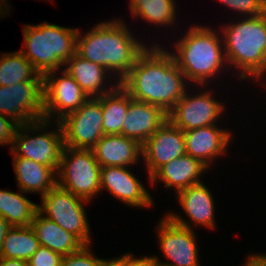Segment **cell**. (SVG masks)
<instances>
[{
  "label": "cell",
  "instance_id": "cell-1",
  "mask_svg": "<svg viewBox=\"0 0 266 266\" xmlns=\"http://www.w3.org/2000/svg\"><path fill=\"white\" fill-rule=\"evenodd\" d=\"M160 45L146 49L120 85L137 101L169 113L186 90L185 76L172 54Z\"/></svg>",
  "mask_w": 266,
  "mask_h": 266
},
{
  "label": "cell",
  "instance_id": "cell-2",
  "mask_svg": "<svg viewBox=\"0 0 266 266\" xmlns=\"http://www.w3.org/2000/svg\"><path fill=\"white\" fill-rule=\"evenodd\" d=\"M120 20L95 25L84 37L76 36V53L117 73L119 83L127 76L147 47L134 39Z\"/></svg>",
  "mask_w": 266,
  "mask_h": 266
},
{
  "label": "cell",
  "instance_id": "cell-3",
  "mask_svg": "<svg viewBox=\"0 0 266 266\" xmlns=\"http://www.w3.org/2000/svg\"><path fill=\"white\" fill-rule=\"evenodd\" d=\"M223 29L227 63L240 68V78L260 79L266 73V13L249 17Z\"/></svg>",
  "mask_w": 266,
  "mask_h": 266
},
{
  "label": "cell",
  "instance_id": "cell-4",
  "mask_svg": "<svg viewBox=\"0 0 266 266\" xmlns=\"http://www.w3.org/2000/svg\"><path fill=\"white\" fill-rule=\"evenodd\" d=\"M211 28L193 26L176 44L172 54L185 79L201 85L215 77L226 63L222 39ZM223 50V51H222Z\"/></svg>",
  "mask_w": 266,
  "mask_h": 266
},
{
  "label": "cell",
  "instance_id": "cell-5",
  "mask_svg": "<svg viewBox=\"0 0 266 266\" xmlns=\"http://www.w3.org/2000/svg\"><path fill=\"white\" fill-rule=\"evenodd\" d=\"M77 29L55 24L26 25L24 48L20 52L41 74L57 70L76 53Z\"/></svg>",
  "mask_w": 266,
  "mask_h": 266
},
{
  "label": "cell",
  "instance_id": "cell-6",
  "mask_svg": "<svg viewBox=\"0 0 266 266\" xmlns=\"http://www.w3.org/2000/svg\"><path fill=\"white\" fill-rule=\"evenodd\" d=\"M56 174L60 187L88 202L101 191L100 165L92 149L64 146Z\"/></svg>",
  "mask_w": 266,
  "mask_h": 266
},
{
  "label": "cell",
  "instance_id": "cell-7",
  "mask_svg": "<svg viewBox=\"0 0 266 266\" xmlns=\"http://www.w3.org/2000/svg\"><path fill=\"white\" fill-rule=\"evenodd\" d=\"M50 121L51 119L49 121L40 120L33 123L18 125L14 133L12 144L10 145L13 157H24L33 160L42 165L51 167L56 172L65 146L60 122H57V132L53 131L48 133L47 131V133L36 134L35 137H31L27 132L28 130L33 133L40 129V131H42V128L45 127L46 129V127H48Z\"/></svg>",
  "mask_w": 266,
  "mask_h": 266
},
{
  "label": "cell",
  "instance_id": "cell-8",
  "mask_svg": "<svg viewBox=\"0 0 266 266\" xmlns=\"http://www.w3.org/2000/svg\"><path fill=\"white\" fill-rule=\"evenodd\" d=\"M82 202H88L73 195L56 184L42 196L40 213L58 224L65 231L76 235L85 245H90V228Z\"/></svg>",
  "mask_w": 266,
  "mask_h": 266
},
{
  "label": "cell",
  "instance_id": "cell-9",
  "mask_svg": "<svg viewBox=\"0 0 266 266\" xmlns=\"http://www.w3.org/2000/svg\"><path fill=\"white\" fill-rule=\"evenodd\" d=\"M158 226L159 245L171 263H161L158 257L153 261L165 266H199L198 247L194 230L175 213L167 214Z\"/></svg>",
  "mask_w": 266,
  "mask_h": 266
},
{
  "label": "cell",
  "instance_id": "cell-10",
  "mask_svg": "<svg viewBox=\"0 0 266 266\" xmlns=\"http://www.w3.org/2000/svg\"><path fill=\"white\" fill-rule=\"evenodd\" d=\"M0 113L18 125L44 120L43 81L0 86Z\"/></svg>",
  "mask_w": 266,
  "mask_h": 266
},
{
  "label": "cell",
  "instance_id": "cell-11",
  "mask_svg": "<svg viewBox=\"0 0 266 266\" xmlns=\"http://www.w3.org/2000/svg\"><path fill=\"white\" fill-rule=\"evenodd\" d=\"M59 122L65 146L92 149L104 136L101 96L89 98L78 110L69 113Z\"/></svg>",
  "mask_w": 266,
  "mask_h": 266
},
{
  "label": "cell",
  "instance_id": "cell-12",
  "mask_svg": "<svg viewBox=\"0 0 266 266\" xmlns=\"http://www.w3.org/2000/svg\"><path fill=\"white\" fill-rule=\"evenodd\" d=\"M62 77H55V70L43 75L44 120L56 115L59 122L69 113L78 110L89 97L65 70ZM57 113V114H54Z\"/></svg>",
  "mask_w": 266,
  "mask_h": 266
},
{
  "label": "cell",
  "instance_id": "cell-13",
  "mask_svg": "<svg viewBox=\"0 0 266 266\" xmlns=\"http://www.w3.org/2000/svg\"><path fill=\"white\" fill-rule=\"evenodd\" d=\"M188 95L185 91L167 114L168 120L183 131L216 125L225 106L212 98L210 92L200 93L195 97Z\"/></svg>",
  "mask_w": 266,
  "mask_h": 266
},
{
  "label": "cell",
  "instance_id": "cell-14",
  "mask_svg": "<svg viewBox=\"0 0 266 266\" xmlns=\"http://www.w3.org/2000/svg\"><path fill=\"white\" fill-rule=\"evenodd\" d=\"M149 179L164 164L186 154L184 131L166 120L142 145Z\"/></svg>",
  "mask_w": 266,
  "mask_h": 266
},
{
  "label": "cell",
  "instance_id": "cell-15",
  "mask_svg": "<svg viewBox=\"0 0 266 266\" xmlns=\"http://www.w3.org/2000/svg\"><path fill=\"white\" fill-rule=\"evenodd\" d=\"M100 188L129 206L150 207L152 198L141 182L127 167H100Z\"/></svg>",
  "mask_w": 266,
  "mask_h": 266
},
{
  "label": "cell",
  "instance_id": "cell-16",
  "mask_svg": "<svg viewBox=\"0 0 266 266\" xmlns=\"http://www.w3.org/2000/svg\"><path fill=\"white\" fill-rule=\"evenodd\" d=\"M168 120L160 107L134 100L130 96L127 115L122 125V135L143 145L146 140Z\"/></svg>",
  "mask_w": 266,
  "mask_h": 266
},
{
  "label": "cell",
  "instance_id": "cell-17",
  "mask_svg": "<svg viewBox=\"0 0 266 266\" xmlns=\"http://www.w3.org/2000/svg\"><path fill=\"white\" fill-rule=\"evenodd\" d=\"M186 154L209 167L210 160L224 154L231 140V133L216 125L184 131Z\"/></svg>",
  "mask_w": 266,
  "mask_h": 266
},
{
  "label": "cell",
  "instance_id": "cell-18",
  "mask_svg": "<svg viewBox=\"0 0 266 266\" xmlns=\"http://www.w3.org/2000/svg\"><path fill=\"white\" fill-rule=\"evenodd\" d=\"M92 151L100 167H128L136 164L143 153L139 142L121 134L104 135Z\"/></svg>",
  "mask_w": 266,
  "mask_h": 266
},
{
  "label": "cell",
  "instance_id": "cell-19",
  "mask_svg": "<svg viewBox=\"0 0 266 266\" xmlns=\"http://www.w3.org/2000/svg\"><path fill=\"white\" fill-rule=\"evenodd\" d=\"M208 167L200 160L185 154L160 167L151 177V183L161 180L167 187H174L176 193L191 185L200 183V176Z\"/></svg>",
  "mask_w": 266,
  "mask_h": 266
},
{
  "label": "cell",
  "instance_id": "cell-20",
  "mask_svg": "<svg viewBox=\"0 0 266 266\" xmlns=\"http://www.w3.org/2000/svg\"><path fill=\"white\" fill-rule=\"evenodd\" d=\"M43 215L37 210L31 222V227L35 231L40 245L62 256L76 252L85 245L76 235L65 231L58 224Z\"/></svg>",
  "mask_w": 266,
  "mask_h": 266
},
{
  "label": "cell",
  "instance_id": "cell-21",
  "mask_svg": "<svg viewBox=\"0 0 266 266\" xmlns=\"http://www.w3.org/2000/svg\"><path fill=\"white\" fill-rule=\"evenodd\" d=\"M65 65L68 66L64 70L73 77L89 98L92 95V97H100L112 92L120 84L117 80V85L111 86L110 90L104 89L102 87L104 85L103 80L106 79L104 76L109 73L108 70L99 64L82 58L77 53Z\"/></svg>",
  "mask_w": 266,
  "mask_h": 266
},
{
  "label": "cell",
  "instance_id": "cell-22",
  "mask_svg": "<svg viewBox=\"0 0 266 266\" xmlns=\"http://www.w3.org/2000/svg\"><path fill=\"white\" fill-rule=\"evenodd\" d=\"M186 215L196 225H205L208 228L215 227L214 200L209 189L203 182L194 184L177 193Z\"/></svg>",
  "mask_w": 266,
  "mask_h": 266
},
{
  "label": "cell",
  "instance_id": "cell-23",
  "mask_svg": "<svg viewBox=\"0 0 266 266\" xmlns=\"http://www.w3.org/2000/svg\"><path fill=\"white\" fill-rule=\"evenodd\" d=\"M13 162L20 191L39 192L42 197L57 184L51 167L24 157H14Z\"/></svg>",
  "mask_w": 266,
  "mask_h": 266
},
{
  "label": "cell",
  "instance_id": "cell-24",
  "mask_svg": "<svg viewBox=\"0 0 266 266\" xmlns=\"http://www.w3.org/2000/svg\"><path fill=\"white\" fill-rule=\"evenodd\" d=\"M129 104L130 95L120 84L112 92L101 96L104 135H122V125Z\"/></svg>",
  "mask_w": 266,
  "mask_h": 266
},
{
  "label": "cell",
  "instance_id": "cell-25",
  "mask_svg": "<svg viewBox=\"0 0 266 266\" xmlns=\"http://www.w3.org/2000/svg\"><path fill=\"white\" fill-rule=\"evenodd\" d=\"M40 246L30 226H11L0 249V257L28 261Z\"/></svg>",
  "mask_w": 266,
  "mask_h": 266
},
{
  "label": "cell",
  "instance_id": "cell-26",
  "mask_svg": "<svg viewBox=\"0 0 266 266\" xmlns=\"http://www.w3.org/2000/svg\"><path fill=\"white\" fill-rule=\"evenodd\" d=\"M23 193L0 190V216L11 226H30L38 210V205L28 200Z\"/></svg>",
  "mask_w": 266,
  "mask_h": 266
},
{
  "label": "cell",
  "instance_id": "cell-27",
  "mask_svg": "<svg viewBox=\"0 0 266 266\" xmlns=\"http://www.w3.org/2000/svg\"><path fill=\"white\" fill-rule=\"evenodd\" d=\"M26 81H43V75L20 51L1 55L0 86H10Z\"/></svg>",
  "mask_w": 266,
  "mask_h": 266
},
{
  "label": "cell",
  "instance_id": "cell-28",
  "mask_svg": "<svg viewBox=\"0 0 266 266\" xmlns=\"http://www.w3.org/2000/svg\"><path fill=\"white\" fill-rule=\"evenodd\" d=\"M131 14L162 26L172 25L176 20L174 0H144L131 10Z\"/></svg>",
  "mask_w": 266,
  "mask_h": 266
},
{
  "label": "cell",
  "instance_id": "cell-29",
  "mask_svg": "<svg viewBox=\"0 0 266 266\" xmlns=\"http://www.w3.org/2000/svg\"><path fill=\"white\" fill-rule=\"evenodd\" d=\"M90 245H84L80 250L63 256L61 266H99L103 259L94 257Z\"/></svg>",
  "mask_w": 266,
  "mask_h": 266
},
{
  "label": "cell",
  "instance_id": "cell-30",
  "mask_svg": "<svg viewBox=\"0 0 266 266\" xmlns=\"http://www.w3.org/2000/svg\"><path fill=\"white\" fill-rule=\"evenodd\" d=\"M226 6L242 12L249 17L260 16L266 13V0H220Z\"/></svg>",
  "mask_w": 266,
  "mask_h": 266
},
{
  "label": "cell",
  "instance_id": "cell-31",
  "mask_svg": "<svg viewBox=\"0 0 266 266\" xmlns=\"http://www.w3.org/2000/svg\"><path fill=\"white\" fill-rule=\"evenodd\" d=\"M62 258L61 254L40 245L27 263L28 266H61Z\"/></svg>",
  "mask_w": 266,
  "mask_h": 266
},
{
  "label": "cell",
  "instance_id": "cell-32",
  "mask_svg": "<svg viewBox=\"0 0 266 266\" xmlns=\"http://www.w3.org/2000/svg\"><path fill=\"white\" fill-rule=\"evenodd\" d=\"M18 124L10 117L0 113V145H10Z\"/></svg>",
  "mask_w": 266,
  "mask_h": 266
},
{
  "label": "cell",
  "instance_id": "cell-33",
  "mask_svg": "<svg viewBox=\"0 0 266 266\" xmlns=\"http://www.w3.org/2000/svg\"><path fill=\"white\" fill-rule=\"evenodd\" d=\"M132 254H125L116 258V266H150L152 263L151 257H142L135 259Z\"/></svg>",
  "mask_w": 266,
  "mask_h": 266
},
{
  "label": "cell",
  "instance_id": "cell-34",
  "mask_svg": "<svg viewBox=\"0 0 266 266\" xmlns=\"http://www.w3.org/2000/svg\"><path fill=\"white\" fill-rule=\"evenodd\" d=\"M245 266H266V255H254L248 256Z\"/></svg>",
  "mask_w": 266,
  "mask_h": 266
},
{
  "label": "cell",
  "instance_id": "cell-35",
  "mask_svg": "<svg viewBox=\"0 0 266 266\" xmlns=\"http://www.w3.org/2000/svg\"><path fill=\"white\" fill-rule=\"evenodd\" d=\"M0 266H28V263L23 260L0 257Z\"/></svg>",
  "mask_w": 266,
  "mask_h": 266
},
{
  "label": "cell",
  "instance_id": "cell-36",
  "mask_svg": "<svg viewBox=\"0 0 266 266\" xmlns=\"http://www.w3.org/2000/svg\"><path fill=\"white\" fill-rule=\"evenodd\" d=\"M10 227L11 225L2 216H0V249L4 242L6 233Z\"/></svg>",
  "mask_w": 266,
  "mask_h": 266
},
{
  "label": "cell",
  "instance_id": "cell-37",
  "mask_svg": "<svg viewBox=\"0 0 266 266\" xmlns=\"http://www.w3.org/2000/svg\"><path fill=\"white\" fill-rule=\"evenodd\" d=\"M99 266H116V258L111 260H102Z\"/></svg>",
  "mask_w": 266,
  "mask_h": 266
},
{
  "label": "cell",
  "instance_id": "cell-38",
  "mask_svg": "<svg viewBox=\"0 0 266 266\" xmlns=\"http://www.w3.org/2000/svg\"><path fill=\"white\" fill-rule=\"evenodd\" d=\"M4 2V3H3ZM8 3L6 0H2V2H1V0H0V13L1 14H3V13H5V10H6V13H7V11H8V9H9V6L6 4V3ZM5 4V5H4ZM1 6H3V7H1ZM2 8V9H1Z\"/></svg>",
  "mask_w": 266,
  "mask_h": 266
},
{
  "label": "cell",
  "instance_id": "cell-39",
  "mask_svg": "<svg viewBox=\"0 0 266 266\" xmlns=\"http://www.w3.org/2000/svg\"><path fill=\"white\" fill-rule=\"evenodd\" d=\"M144 0H131L130 3V9L132 10L138 3L142 2Z\"/></svg>",
  "mask_w": 266,
  "mask_h": 266
},
{
  "label": "cell",
  "instance_id": "cell-40",
  "mask_svg": "<svg viewBox=\"0 0 266 266\" xmlns=\"http://www.w3.org/2000/svg\"><path fill=\"white\" fill-rule=\"evenodd\" d=\"M150 266H165V265H162V264L157 263V262H155V261L152 260V263H151Z\"/></svg>",
  "mask_w": 266,
  "mask_h": 266
}]
</instances>
